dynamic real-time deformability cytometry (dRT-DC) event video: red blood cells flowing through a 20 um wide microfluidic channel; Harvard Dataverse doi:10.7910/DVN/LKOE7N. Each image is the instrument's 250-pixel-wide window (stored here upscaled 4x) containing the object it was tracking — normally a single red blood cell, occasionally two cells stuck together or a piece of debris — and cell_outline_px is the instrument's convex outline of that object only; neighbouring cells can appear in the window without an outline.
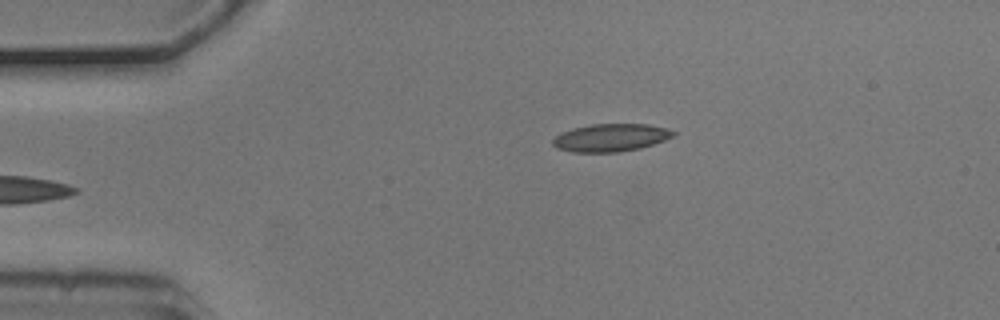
{"species": "common noctule bat (a hibernating species)", "species_latin": "Nyctalus noctula", "temperature_condition": "cold", "stored_images_in_passage": 3, "camera_frame_rate_fps": 3000, "um_per_image_px": 0.085, "animal": {"sex": "male", "body_mass_g": 20.5, "forearm_length_mm": 52.5}, "frame": {"image": 1, "passage_image": 3, "time_ms": 0.667, "image_size_px": [1000, 320], "cell_outline_px": [[676, 136], [640, 148], [620, 152], [572, 152], [556, 148], [552, 144], [552, 140], [560, 132], [572, 128], [592, 124], [648, 124], [668, 128], [676, 132]], "centroid_in_image_um": [51.91, 11.69], "position_along_channel_um": 33.1, "area_um2": 19.65}}